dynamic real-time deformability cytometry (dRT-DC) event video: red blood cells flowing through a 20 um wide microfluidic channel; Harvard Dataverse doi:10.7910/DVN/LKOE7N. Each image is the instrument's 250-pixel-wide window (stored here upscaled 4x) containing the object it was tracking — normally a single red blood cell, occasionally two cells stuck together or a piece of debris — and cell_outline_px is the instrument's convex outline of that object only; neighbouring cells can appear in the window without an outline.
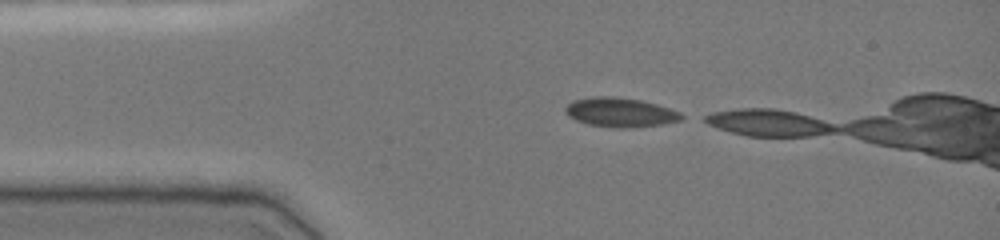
{"species": "common noctule bat (a hibernating species)", "species_latin": "Nyctalus noctula", "temperature_condition": "cold", "stored_images_in_passage": 3, "camera_frame_rate_fps": 3000, "um_per_image_px": 0.085, "animal": {"sex": "female", "body_mass_g": 19.0, "forearm_length_mm": 51.5}, "frame": {"image": 1, "passage_image": 1, "time_ms": 0.0, "image_size_px": [1000, 240], "cell_outline_px": [[688, 116], [680, 120], [660, 124], [624, 128], [616, 128], [588, 124], [576, 120], [568, 116], [564, 112], [564, 108], [572, 100], [592, 96], [612, 96], [640, 100], [656, 104], [680, 112]], "centroid_in_image_um": [52.69, 9.54], "position_along_channel_um": 32.3, "area_um2": 19.83}}